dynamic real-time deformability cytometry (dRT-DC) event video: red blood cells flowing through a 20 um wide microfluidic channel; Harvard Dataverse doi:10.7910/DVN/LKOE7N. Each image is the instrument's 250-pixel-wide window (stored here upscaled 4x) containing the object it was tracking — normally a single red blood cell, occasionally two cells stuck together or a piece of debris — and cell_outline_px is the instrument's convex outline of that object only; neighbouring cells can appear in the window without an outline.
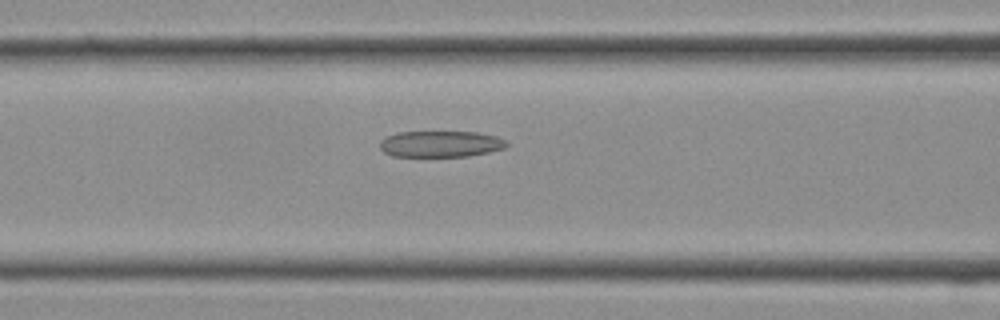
{"species": "Egyptian fruit bat (a non-hibernating species)", "species_latin": "Rousettus aegyptiacus", "temperature_condition": "cold", "stored_images_in_passage": 16, "camera_frame_rate_fps": 3000, "um_per_image_px": 0.085, "frame": {"image": 1, "passage_image": 12, "time_ms": 3.667, "image_size_px": [1000, 320], "cell_outline_px": [[508, 144], [504, 148], [488, 152], [468, 156], [392, 156], [384, 152], [380, 148], [380, 140], [388, 136], [400, 132], [476, 132], [496, 136], [504, 140]], "centroid_in_image_um": [37.44, 12.24], "position_along_channel_um": 129.2, "area_um2": 19.19}}
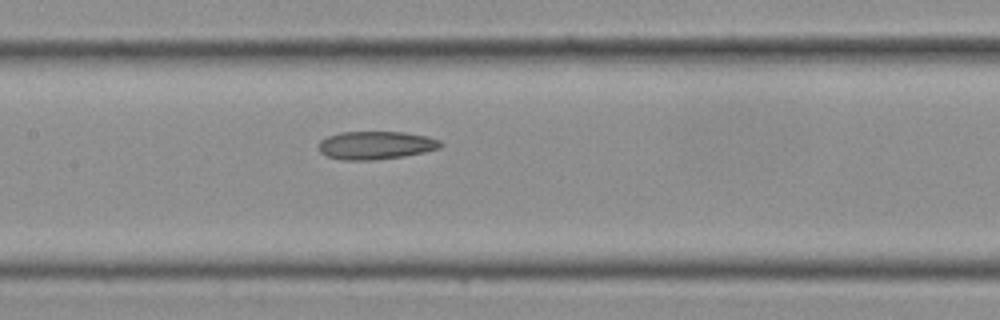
{"frame": {"image": 2, "passage_image": 14, "time_ms": 4.333, "image_size_px": [1000, 320], "cell_outline_px": [[444, 144], [440, 148], [424, 152], [404, 156], [372, 160], [340, 160], [328, 156], [320, 152], [316, 144], [320, 140], [328, 136], [340, 132], [404, 132], [428, 136], [440, 140]], "centroid_in_image_um": [31.93, 12.34], "position_along_channel_um": 175.5, "area_um2": 20.17}}
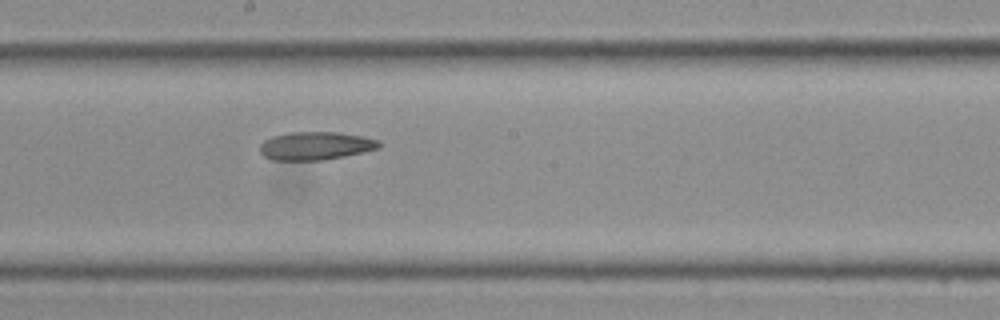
{"frame": {"image": 3, "passage_image": 16, "time_ms": 5.0, "image_size_px": [1000, 320], "cell_outline_px": [[380, 144], [376, 148], [364, 152], [324, 160], [272, 160], [264, 156], [260, 152], [260, 144], [264, 140], [272, 136], [288, 132], [336, 132], [360, 136], [380, 140]], "centroid_in_image_um": [26.78, 12.39], "position_along_channel_um": 221.4, "area_um2": 19.48}}